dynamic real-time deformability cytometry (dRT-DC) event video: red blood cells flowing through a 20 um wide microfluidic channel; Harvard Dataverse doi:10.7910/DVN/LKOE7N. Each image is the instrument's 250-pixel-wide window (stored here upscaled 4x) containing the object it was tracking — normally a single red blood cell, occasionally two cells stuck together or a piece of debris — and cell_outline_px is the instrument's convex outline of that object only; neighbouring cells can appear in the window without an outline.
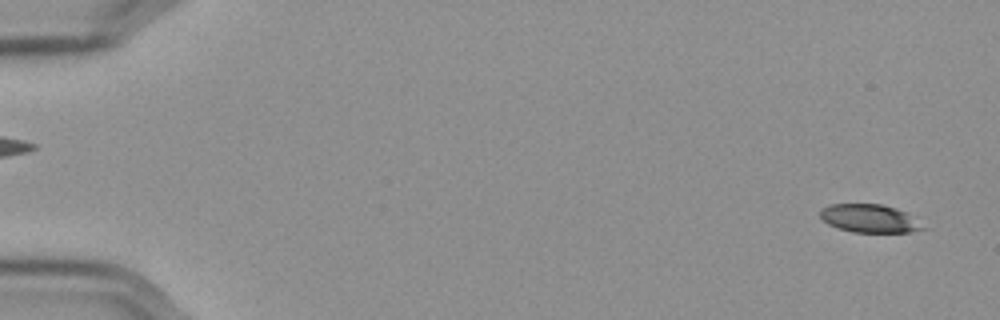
{"species": "Egyptian fruit bat (a non-hibernating species)", "species_latin": "Rousettus aegyptiacus", "temperature_condition": "cold", "stored_images_in_passage": 57, "camera_frame_rate_fps": 3000, "um_per_image_px": 0.085, "frame": {"image": 1, "passage_image": 2, "time_ms": 0.333, "image_size_px": [1000, 320], "cell_outline_px": [[924, 228], [908, 232], [852, 232], [828, 224], [820, 216], [820, 212], [824, 208], [832, 204], [880, 204], [896, 208], [904, 212]], "centroid_in_image_um": [73.84, 18.56], "position_along_channel_um": 11.2, "area_um2": 16.24}}
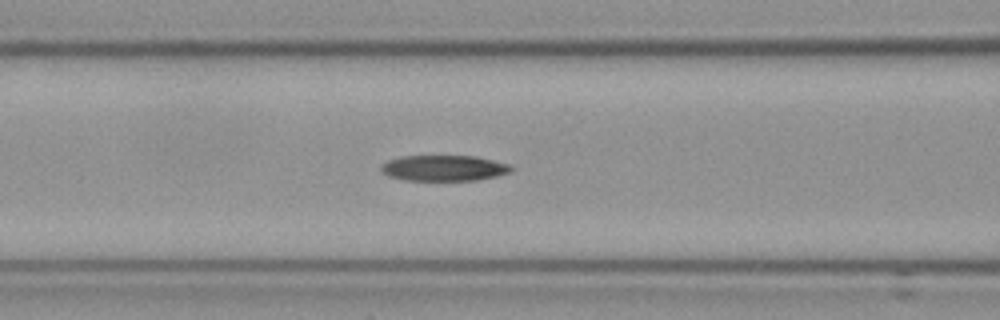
{"frame": {"image": 2, "passage_image": 24, "time_ms": 7.667, "image_size_px": [1000, 320], "cell_outline_px": [[512, 168], [508, 172], [496, 176], [476, 180], [408, 180], [392, 176], [384, 172], [380, 168], [388, 160], [400, 156], [476, 156], [508, 164]], "centroid_in_image_um": [37.74, 14.27], "position_along_channel_um": 128.9, "area_um2": 19.07}}
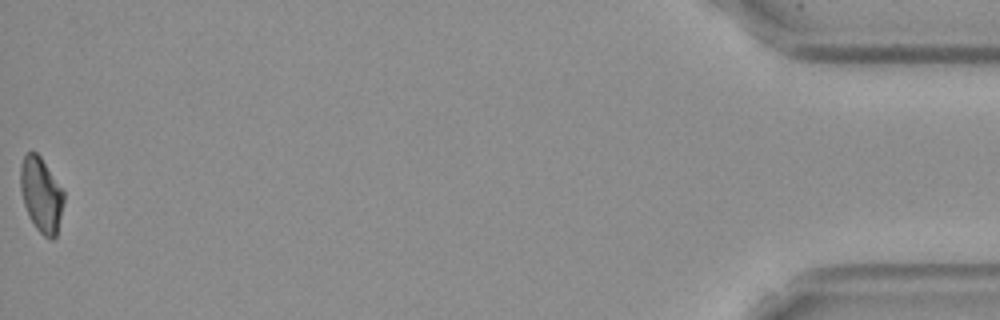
{"frame": {"image": 3, "passage_image": 57, "time_ms": 18.667, "image_size_px": [1000, 320], "cell_outline_px": [[64, 200], [56, 236], [52, 240], [44, 236], [36, 228], [28, 216], [24, 204], [20, 188], [20, 168], [24, 156], [28, 152], [36, 152], [40, 156], [64, 192]], "centroid_in_image_um": [3.49, 16.57], "position_along_channel_um": 431.7, "area_um2": 18.67}, "authors_computed_cell_mechanics": {"area_um2": 19.4786, "velocity_mm_per_s": 3.5885, "shape_relaxation_time_tau1_ms": null, "shape_relaxation_time_tau2_ms": 5.3396, "deformation_change_tau1": null, "deformation_change_tau2": 0.1343}}